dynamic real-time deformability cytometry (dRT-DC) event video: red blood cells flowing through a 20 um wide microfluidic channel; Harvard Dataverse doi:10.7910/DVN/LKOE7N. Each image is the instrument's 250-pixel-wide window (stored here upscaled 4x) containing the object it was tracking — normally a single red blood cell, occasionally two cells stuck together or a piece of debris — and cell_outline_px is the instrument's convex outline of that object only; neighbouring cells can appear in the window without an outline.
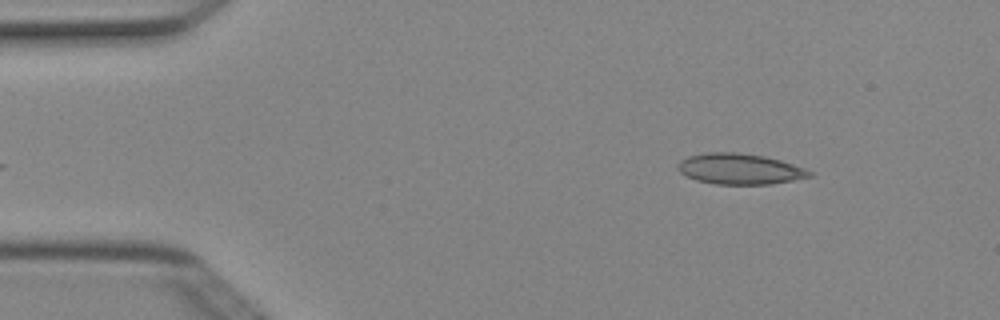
{"species": "Egyptian fruit bat (a non-hibernating species)", "species_latin": "Rousettus aegyptiacus", "temperature_condition": "cold", "stored_images_in_passage": 4, "segment_of_instrument_passage": [2, 2], "camera_frame_rate_fps": 3000, "um_per_image_px": 0.085, "animal": {"sex": "female"}, "frame": {"image": 1, "passage_image": 4, "time_ms": 1.0, "image_size_px": [1000, 320], "cell_outline_px": [[812, 176], [772, 184], [716, 184], [696, 180], [684, 176], [676, 168], [676, 164], [680, 160], [688, 156], [708, 152], [736, 152], [764, 156], [780, 160], [804, 168], [812, 172]], "centroid_in_image_um": [62.82, 14.36], "position_along_channel_um": 22.2, "area_um2": 23.64}}